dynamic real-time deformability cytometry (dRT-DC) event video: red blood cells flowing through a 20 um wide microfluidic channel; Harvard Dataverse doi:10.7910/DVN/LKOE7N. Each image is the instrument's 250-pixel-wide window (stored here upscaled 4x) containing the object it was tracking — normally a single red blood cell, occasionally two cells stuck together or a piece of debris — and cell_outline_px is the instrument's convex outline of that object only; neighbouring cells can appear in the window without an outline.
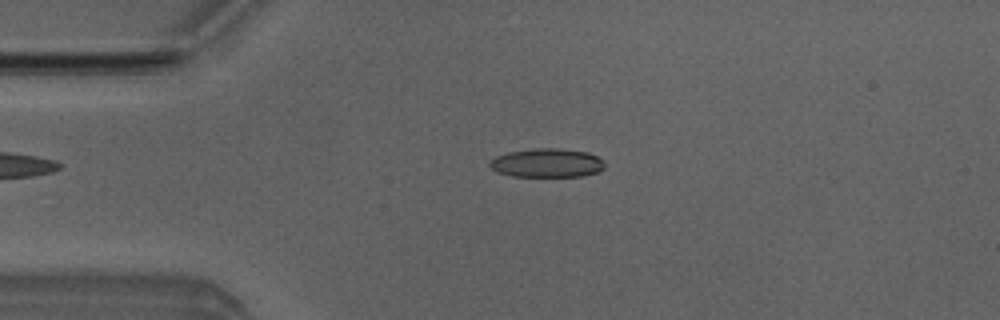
{"species": "Egyptian fruit bat (a non-hibernating species)", "species_latin": "Rousettus aegyptiacus", "temperature_condition": "room temperature", "stored_images_in_passage": 3, "camera_frame_rate_fps": 3000, "um_per_image_px": 0.085, "animal": {"sex": "male"}, "frame": {"image": 1, "passage_image": 2, "time_ms": 1.333, "image_size_px": [1000, 320], "cell_outline_px": [[604, 168], [596, 172], [580, 176], [512, 176], [496, 172], [488, 164], [488, 160], [496, 156], [508, 152], [532, 148], [560, 148], [588, 152], [604, 160]], "centroid_in_image_um": [46.46, 13.84], "position_along_channel_um": 38.5, "area_um2": 19.42}}